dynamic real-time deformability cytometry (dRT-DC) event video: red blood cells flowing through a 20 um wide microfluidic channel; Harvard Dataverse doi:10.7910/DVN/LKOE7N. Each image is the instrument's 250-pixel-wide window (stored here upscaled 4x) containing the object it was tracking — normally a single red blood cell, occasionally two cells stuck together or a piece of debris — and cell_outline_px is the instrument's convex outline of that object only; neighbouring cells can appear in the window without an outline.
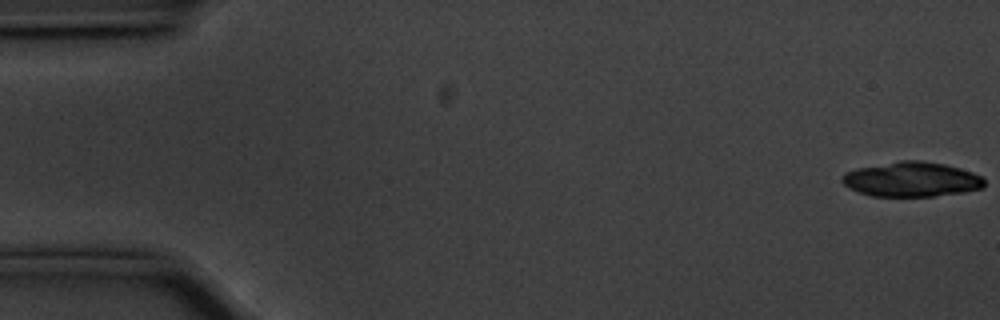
{"species": "common noctule bat (a hibernating species)", "species_latin": "Nyctalus noctula", "temperature_condition": "cold", "stored_images_in_passage": 10, "camera_frame_rate_fps": 3000, "um_per_image_px": 0.085, "animal": {"sex": "male", "body_mass_g": 20.1, "forearm_length_mm": 53.5}, "frame": {"image": 1, "passage_image": 1, "time_ms": 0.0, "image_size_px": [1000, 320], "cell_outline_px": [[984, 188], [964, 192], [932, 196], [872, 196], [856, 192], [848, 188], [840, 180], [840, 176], [844, 172], [856, 168], [900, 160], [924, 160], [944, 164], [960, 168], [984, 176]], "centroid_in_image_um": [77.46, 15.24], "position_along_channel_um": 7.5, "area_um2": 29.25}}